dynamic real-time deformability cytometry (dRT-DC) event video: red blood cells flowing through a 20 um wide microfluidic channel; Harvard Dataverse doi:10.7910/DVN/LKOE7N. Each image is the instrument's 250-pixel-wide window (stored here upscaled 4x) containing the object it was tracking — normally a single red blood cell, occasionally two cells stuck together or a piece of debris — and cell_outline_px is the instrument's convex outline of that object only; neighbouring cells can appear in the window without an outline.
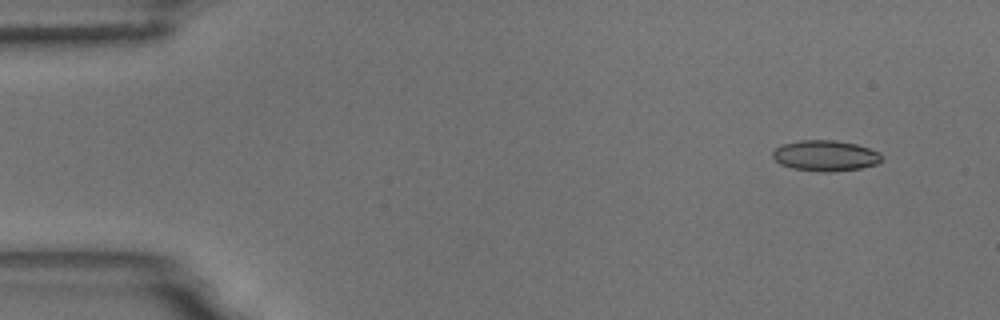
{"species": "common noctule bat (a hibernating species)", "species_latin": "Nyctalus noctula", "temperature_condition": "room temperature", "stored_images_in_passage": 4, "camera_frame_rate_fps": 3000, "um_per_image_px": 0.085, "animal": {"sex": "male", "body_mass_g": 18.8}, "frame": {"image": 1, "passage_image": 1, "time_ms": 0.0, "image_size_px": [1000, 320], "cell_outline_px": [[880, 160], [876, 164], [860, 168], [828, 172], [824, 172], [792, 168], [780, 164], [772, 156], [772, 152], [776, 148], [784, 144], [800, 140], [836, 140], [856, 144], [880, 152]], "centroid_in_image_um": [70.14, 13.23], "position_along_channel_um": 14.9, "area_um2": 19.31}}